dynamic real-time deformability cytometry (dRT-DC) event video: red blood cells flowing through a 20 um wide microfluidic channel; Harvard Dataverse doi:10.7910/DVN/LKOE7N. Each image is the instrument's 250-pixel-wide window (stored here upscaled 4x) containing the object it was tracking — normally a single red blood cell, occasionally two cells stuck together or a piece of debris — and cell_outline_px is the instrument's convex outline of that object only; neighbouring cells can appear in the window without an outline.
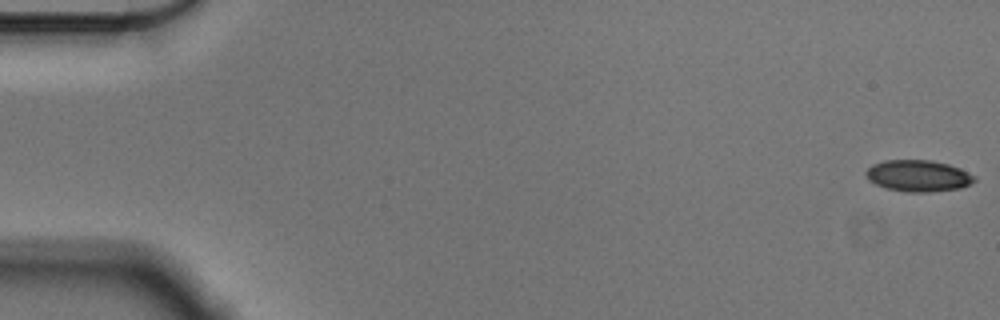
{"species": "Egyptian fruit bat (a non-hibernating species)", "species_latin": "Rousettus aegyptiacus", "temperature_condition": "cold", "stored_images_in_passage": 56, "camera_frame_rate_fps": 3000, "um_per_image_px": 0.085, "animal": {"sex": "male"}, "frame": {"image": 1, "passage_image": 1, "time_ms": 0.0, "image_size_px": [1000, 320], "cell_outline_px": [[976, 180], [960, 188], [932, 192], [908, 192], [888, 188], [876, 184], [868, 180], [864, 172], [872, 164], [884, 160], [932, 160], [948, 164], [960, 168], [976, 176]], "centroid_in_image_um": [78.04, 14.93], "position_along_channel_um": 7.0, "area_um2": 19.94}}
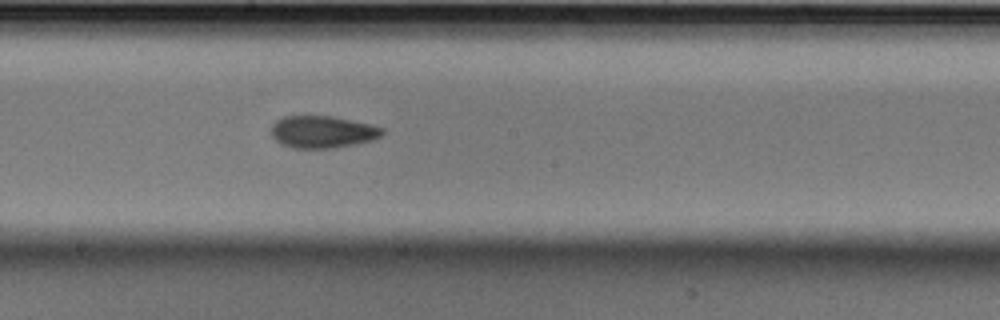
{"frame": {"image": 2, "passage_image": 31, "time_ms": 10.0, "image_size_px": [1000, 320], "cell_outline_px": [[384, 132], [380, 136], [372, 140], [356, 144], [332, 148], [292, 148], [280, 144], [272, 136], [272, 124], [276, 120], [284, 116], [332, 116], [368, 124], [384, 128]], "centroid_in_image_um": [27.39, 11.21], "position_along_channel_um": 220.8, "area_um2": 20.75}}
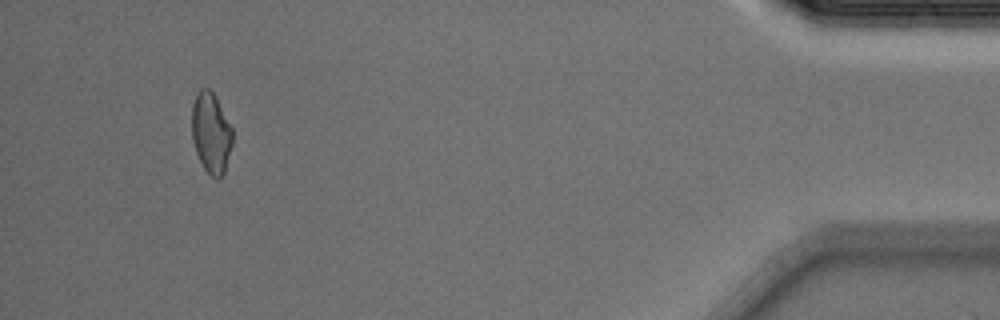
{"frame": {"image": 3, "passage_image": 53, "time_ms": 17.333, "image_size_px": [1000, 320], "cell_outline_px": [[232, 144], [224, 172], [220, 180], [216, 180], [204, 168], [196, 152], [192, 140], [192, 104], [196, 92], [200, 88], [208, 88], [216, 96], [232, 128]], "centroid_in_image_um": [17.93, 11.28], "position_along_channel_um": 417.3, "area_um2": 19.19}, "authors_computed_cell_mechanics": {"area_um2": 20.4034, "velocity_mm_per_s": 3.5862, "shape_relaxation_time_tau1_ms": 4.6933, "shape_relaxation_time_tau2_ms": 2.5452, "deformation_change_tau1": 0.1049, "deformation_change_tau2": 0.0841}}